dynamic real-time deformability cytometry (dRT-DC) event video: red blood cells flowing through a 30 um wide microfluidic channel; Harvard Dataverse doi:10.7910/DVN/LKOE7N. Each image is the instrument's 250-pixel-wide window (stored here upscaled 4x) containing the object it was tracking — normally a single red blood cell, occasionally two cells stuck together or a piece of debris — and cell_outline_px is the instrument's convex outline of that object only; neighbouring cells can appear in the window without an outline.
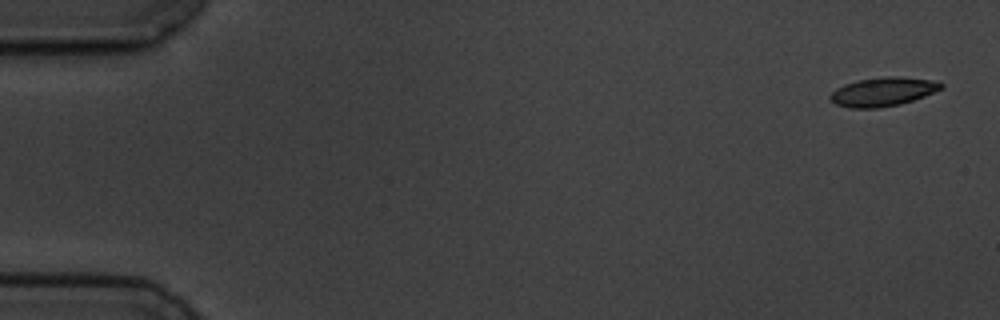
{"species": "common noctule bat (a hibernating species)", "species_latin": "Nyctalus noctula", "temperature_condition": "cold", "stored_images_in_passage": 14, "camera_frame_rate_fps": 3000, "um_per_image_px": 0.085, "animal": {"sex": "male", "body_mass_g": 19.5, "forearm_length_mm": 54.6}, "frame": {"image": 1, "passage_image": 1, "time_ms": 0.0, "image_size_px": [1000, 320], "cell_outline_px": [[944, 88], [924, 96], [900, 104], [876, 108], [848, 108], [836, 104], [828, 96], [836, 88], [844, 84], [860, 80], [884, 76], [900, 76], [928, 80], [944, 84]], "centroid_in_image_um": [75.03, 7.8], "position_along_channel_um": 10.0, "area_um2": 18.5}}
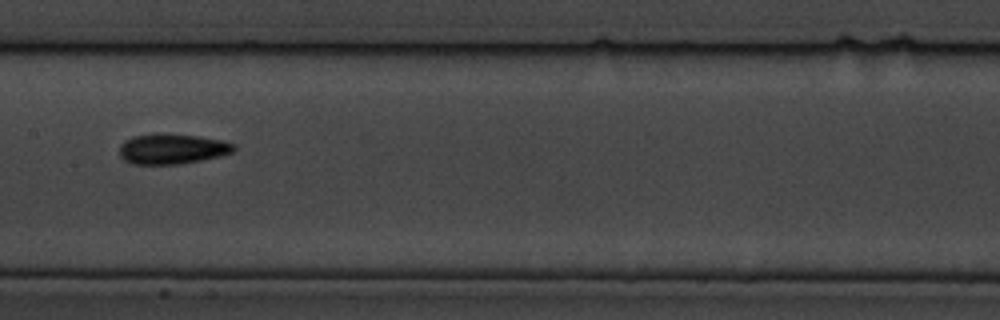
{"frame": {"image": 2, "passage_image": 8, "time_ms": 9.0, "image_size_px": [1000, 320], "cell_outline_px": [[236, 148], [232, 152], [220, 156], [200, 160], [176, 164], [132, 164], [124, 160], [120, 156], [120, 144], [124, 140], [132, 136], [152, 132], [156, 132], [196, 136], [220, 140], [236, 144]], "centroid_in_image_um": [14.58, 12.63], "position_along_channel_um": 192.8, "area_um2": 20.35}}
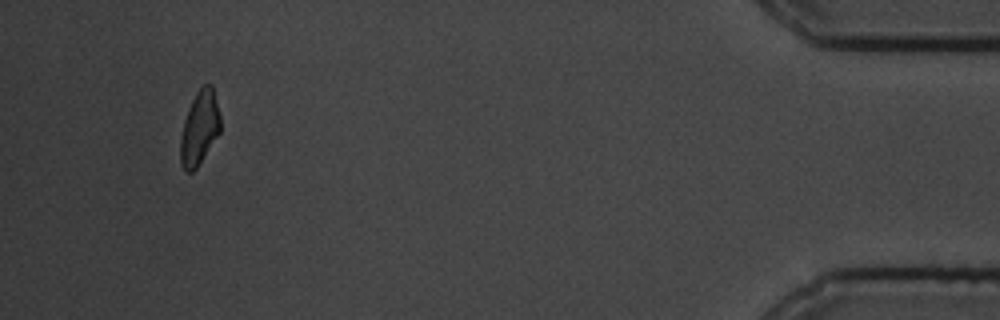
{"frame": {"image": 3, "passage_image": 14, "time_ms": 17.333, "image_size_px": [1000, 320], "cell_outline_px": [[220, 132], [196, 168], [192, 172], [184, 172], [180, 164], [180, 140], [184, 120], [188, 108], [196, 92], [204, 84], [212, 84], [220, 116]], "centroid_in_image_um": [16.94, 10.89], "position_along_channel_um": 418.3, "area_um2": 17.17}, "authors_computed_cell_mechanics": {"area_um2": 18.8717, "velocity_mm_per_s": 3.5411, "shape_relaxation_time_tau1_ms": 3.9541, "shape_relaxation_time_tau2_ms": 4.5606, "deformation_change_tau1": 0.1148, "deformation_change_tau2": 0.109}}